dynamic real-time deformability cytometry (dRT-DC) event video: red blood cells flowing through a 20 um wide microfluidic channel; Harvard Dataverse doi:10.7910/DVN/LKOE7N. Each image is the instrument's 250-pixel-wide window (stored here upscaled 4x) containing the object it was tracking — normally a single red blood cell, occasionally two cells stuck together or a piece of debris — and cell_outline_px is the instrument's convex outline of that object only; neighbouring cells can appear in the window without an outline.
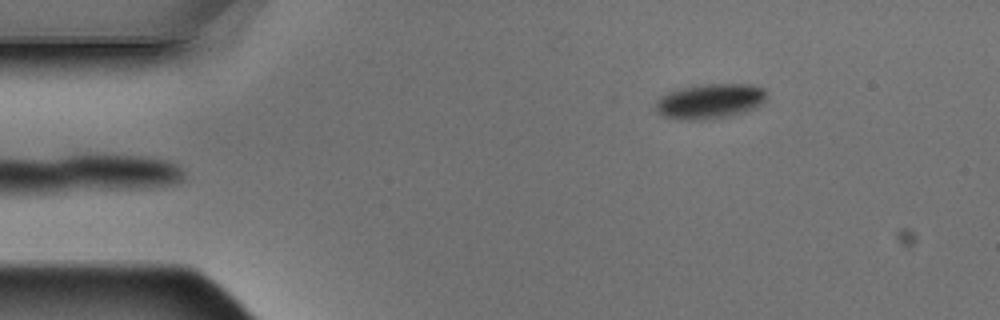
{"species": "Egyptian fruit bat (a non-hibernating species)", "species_latin": "Rousettus aegyptiacus", "temperature_condition": "warm", "stored_images_in_passage": 2, "camera_frame_rate_fps": 3000, "um_per_image_px": 0.085, "animal": {"sex": "male"}, "frame": {"image": 1, "passage_image": 2, "time_ms": 0.333, "image_size_px": [1000, 320], "cell_outline_px": [[768, 96], [764, 104], [756, 108], [732, 116], [708, 120], [676, 120], [664, 116], [656, 112], [656, 100], [660, 96], [668, 92], [684, 88], [704, 84], [752, 84], [764, 88]], "centroid_in_image_um": [60.39, 8.62], "position_along_channel_um": 24.6, "area_um2": 23.12}}